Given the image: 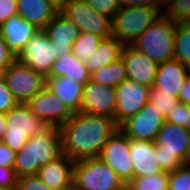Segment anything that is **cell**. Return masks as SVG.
<instances>
[{"label":"cell","instance_id":"obj_28","mask_svg":"<svg viewBox=\"0 0 190 190\" xmlns=\"http://www.w3.org/2000/svg\"><path fill=\"white\" fill-rule=\"evenodd\" d=\"M127 185L132 190H168L169 172H161L151 176L134 177Z\"/></svg>","mask_w":190,"mask_h":190},{"label":"cell","instance_id":"obj_14","mask_svg":"<svg viewBox=\"0 0 190 190\" xmlns=\"http://www.w3.org/2000/svg\"><path fill=\"white\" fill-rule=\"evenodd\" d=\"M27 104L32 113L43 120L49 127L60 128L73 115L61 99L47 87L31 98Z\"/></svg>","mask_w":190,"mask_h":190},{"label":"cell","instance_id":"obj_24","mask_svg":"<svg viewBox=\"0 0 190 190\" xmlns=\"http://www.w3.org/2000/svg\"><path fill=\"white\" fill-rule=\"evenodd\" d=\"M67 77L71 81L84 86L90 79L89 70L84 61L73 53L58 57L51 69L49 77Z\"/></svg>","mask_w":190,"mask_h":190},{"label":"cell","instance_id":"obj_30","mask_svg":"<svg viewBox=\"0 0 190 190\" xmlns=\"http://www.w3.org/2000/svg\"><path fill=\"white\" fill-rule=\"evenodd\" d=\"M149 102L155 104L164 117H166L168 113L172 112V109L179 102V99L152 86L149 91Z\"/></svg>","mask_w":190,"mask_h":190},{"label":"cell","instance_id":"obj_35","mask_svg":"<svg viewBox=\"0 0 190 190\" xmlns=\"http://www.w3.org/2000/svg\"><path fill=\"white\" fill-rule=\"evenodd\" d=\"M18 104L14 95L8 88L6 80L0 76V112L7 113L10 109L14 108Z\"/></svg>","mask_w":190,"mask_h":190},{"label":"cell","instance_id":"obj_29","mask_svg":"<svg viewBox=\"0 0 190 190\" xmlns=\"http://www.w3.org/2000/svg\"><path fill=\"white\" fill-rule=\"evenodd\" d=\"M103 40L101 36L87 32H80L77 40L74 42L72 52L81 61H86L89 56L93 54L98 48L100 42Z\"/></svg>","mask_w":190,"mask_h":190},{"label":"cell","instance_id":"obj_18","mask_svg":"<svg viewBox=\"0 0 190 190\" xmlns=\"http://www.w3.org/2000/svg\"><path fill=\"white\" fill-rule=\"evenodd\" d=\"M133 178L164 172L159 164L155 141L130 139Z\"/></svg>","mask_w":190,"mask_h":190},{"label":"cell","instance_id":"obj_39","mask_svg":"<svg viewBox=\"0 0 190 190\" xmlns=\"http://www.w3.org/2000/svg\"><path fill=\"white\" fill-rule=\"evenodd\" d=\"M18 177L13 168L0 166V188L17 186Z\"/></svg>","mask_w":190,"mask_h":190},{"label":"cell","instance_id":"obj_40","mask_svg":"<svg viewBox=\"0 0 190 190\" xmlns=\"http://www.w3.org/2000/svg\"><path fill=\"white\" fill-rule=\"evenodd\" d=\"M16 152L10 149L7 145L0 140V166L13 168Z\"/></svg>","mask_w":190,"mask_h":190},{"label":"cell","instance_id":"obj_46","mask_svg":"<svg viewBox=\"0 0 190 190\" xmlns=\"http://www.w3.org/2000/svg\"><path fill=\"white\" fill-rule=\"evenodd\" d=\"M185 165L190 166V137H189V144H188V150H187V157L185 160Z\"/></svg>","mask_w":190,"mask_h":190},{"label":"cell","instance_id":"obj_36","mask_svg":"<svg viewBox=\"0 0 190 190\" xmlns=\"http://www.w3.org/2000/svg\"><path fill=\"white\" fill-rule=\"evenodd\" d=\"M18 190H53L37 176H25L18 178Z\"/></svg>","mask_w":190,"mask_h":190},{"label":"cell","instance_id":"obj_21","mask_svg":"<svg viewBox=\"0 0 190 190\" xmlns=\"http://www.w3.org/2000/svg\"><path fill=\"white\" fill-rule=\"evenodd\" d=\"M48 38L59 52V57L72 52V47L80 34L78 27L58 13L44 28Z\"/></svg>","mask_w":190,"mask_h":190},{"label":"cell","instance_id":"obj_23","mask_svg":"<svg viewBox=\"0 0 190 190\" xmlns=\"http://www.w3.org/2000/svg\"><path fill=\"white\" fill-rule=\"evenodd\" d=\"M18 14L37 29H44L59 13L49 0H17Z\"/></svg>","mask_w":190,"mask_h":190},{"label":"cell","instance_id":"obj_15","mask_svg":"<svg viewBox=\"0 0 190 190\" xmlns=\"http://www.w3.org/2000/svg\"><path fill=\"white\" fill-rule=\"evenodd\" d=\"M116 108L117 98L114 87L100 84L91 79L83 86L82 112L114 118Z\"/></svg>","mask_w":190,"mask_h":190},{"label":"cell","instance_id":"obj_48","mask_svg":"<svg viewBox=\"0 0 190 190\" xmlns=\"http://www.w3.org/2000/svg\"><path fill=\"white\" fill-rule=\"evenodd\" d=\"M117 190H132L127 184H124L121 188Z\"/></svg>","mask_w":190,"mask_h":190},{"label":"cell","instance_id":"obj_32","mask_svg":"<svg viewBox=\"0 0 190 190\" xmlns=\"http://www.w3.org/2000/svg\"><path fill=\"white\" fill-rule=\"evenodd\" d=\"M168 190H190V166L183 165L169 173Z\"/></svg>","mask_w":190,"mask_h":190},{"label":"cell","instance_id":"obj_4","mask_svg":"<svg viewBox=\"0 0 190 190\" xmlns=\"http://www.w3.org/2000/svg\"><path fill=\"white\" fill-rule=\"evenodd\" d=\"M163 13L161 7H121L111 19V34L123 45H131Z\"/></svg>","mask_w":190,"mask_h":190},{"label":"cell","instance_id":"obj_45","mask_svg":"<svg viewBox=\"0 0 190 190\" xmlns=\"http://www.w3.org/2000/svg\"><path fill=\"white\" fill-rule=\"evenodd\" d=\"M174 0H160L161 9L164 11L166 7H168Z\"/></svg>","mask_w":190,"mask_h":190},{"label":"cell","instance_id":"obj_13","mask_svg":"<svg viewBox=\"0 0 190 190\" xmlns=\"http://www.w3.org/2000/svg\"><path fill=\"white\" fill-rule=\"evenodd\" d=\"M149 91L150 87L129 78L115 87L117 108L114 121L118 126L138 113L148 103Z\"/></svg>","mask_w":190,"mask_h":190},{"label":"cell","instance_id":"obj_11","mask_svg":"<svg viewBox=\"0 0 190 190\" xmlns=\"http://www.w3.org/2000/svg\"><path fill=\"white\" fill-rule=\"evenodd\" d=\"M165 122L166 119L159 108L148 101L138 113L123 122L119 129L129 139L155 141Z\"/></svg>","mask_w":190,"mask_h":190},{"label":"cell","instance_id":"obj_10","mask_svg":"<svg viewBox=\"0 0 190 190\" xmlns=\"http://www.w3.org/2000/svg\"><path fill=\"white\" fill-rule=\"evenodd\" d=\"M58 57L59 52H57V48L48 38L44 29H39L17 56V59L35 72L48 78L52 66Z\"/></svg>","mask_w":190,"mask_h":190},{"label":"cell","instance_id":"obj_22","mask_svg":"<svg viewBox=\"0 0 190 190\" xmlns=\"http://www.w3.org/2000/svg\"><path fill=\"white\" fill-rule=\"evenodd\" d=\"M46 87L72 112L81 111L83 97V86L67 77H48L46 78Z\"/></svg>","mask_w":190,"mask_h":190},{"label":"cell","instance_id":"obj_37","mask_svg":"<svg viewBox=\"0 0 190 190\" xmlns=\"http://www.w3.org/2000/svg\"><path fill=\"white\" fill-rule=\"evenodd\" d=\"M17 59V56L9 49L0 33V74Z\"/></svg>","mask_w":190,"mask_h":190},{"label":"cell","instance_id":"obj_5","mask_svg":"<svg viewBox=\"0 0 190 190\" xmlns=\"http://www.w3.org/2000/svg\"><path fill=\"white\" fill-rule=\"evenodd\" d=\"M190 130L165 122L158 131L155 143L159 164L165 172H173L185 165Z\"/></svg>","mask_w":190,"mask_h":190},{"label":"cell","instance_id":"obj_33","mask_svg":"<svg viewBox=\"0 0 190 190\" xmlns=\"http://www.w3.org/2000/svg\"><path fill=\"white\" fill-rule=\"evenodd\" d=\"M165 119L190 130V106L179 101Z\"/></svg>","mask_w":190,"mask_h":190},{"label":"cell","instance_id":"obj_47","mask_svg":"<svg viewBox=\"0 0 190 190\" xmlns=\"http://www.w3.org/2000/svg\"><path fill=\"white\" fill-rule=\"evenodd\" d=\"M0 190H18V188H17V186H12V187L0 188Z\"/></svg>","mask_w":190,"mask_h":190},{"label":"cell","instance_id":"obj_6","mask_svg":"<svg viewBox=\"0 0 190 190\" xmlns=\"http://www.w3.org/2000/svg\"><path fill=\"white\" fill-rule=\"evenodd\" d=\"M6 132L2 141L10 149L18 152L31 136L42 134L49 126L37 118L27 103H18L5 113Z\"/></svg>","mask_w":190,"mask_h":190},{"label":"cell","instance_id":"obj_27","mask_svg":"<svg viewBox=\"0 0 190 190\" xmlns=\"http://www.w3.org/2000/svg\"><path fill=\"white\" fill-rule=\"evenodd\" d=\"M173 58L190 68V22H177Z\"/></svg>","mask_w":190,"mask_h":190},{"label":"cell","instance_id":"obj_7","mask_svg":"<svg viewBox=\"0 0 190 190\" xmlns=\"http://www.w3.org/2000/svg\"><path fill=\"white\" fill-rule=\"evenodd\" d=\"M125 183L100 158L75 161L73 190H117Z\"/></svg>","mask_w":190,"mask_h":190},{"label":"cell","instance_id":"obj_31","mask_svg":"<svg viewBox=\"0 0 190 190\" xmlns=\"http://www.w3.org/2000/svg\"><path fill=\"white\" fill-rule=\"evenodd\" d=\"M164 14L175 22H190V0H174Z\"/></svg>","mask_w":190,"mask_h":190},{"label":"cell","instance_id":"obj_25","mask_svg":"<svg viewBox=\"0 0 190 190\" xmlns=\"http://www.w3.org/2000/svg\"><path fill=\"white\" fill-rule=\"evenodd\" d=\"M123 46L114 36L104 38L98 48L85 61L89 73L91 74L120 58Z\"/></svg>","mask_w":190,"mask_h":190},{"label":"cell","instance_id":"obj_2","mask_svg":"<svg viewBox=\"0 0 190 190\" xmlns=\"http://www.w3.org/2000/svg\"><path fill=\"white\" fill-rule=\"evenodd\" d=\"M63 154L60 129L49 127L42 134L31 136L28 142L16 152L13 169L18 178L34 176L39 168L54 161Z\"/></svg>","mask_w":190,"mask_h":190},{"label":"cell","instance_id":"obj_8","mask_svg":"<svg viewBox=\"0 0 190 190\" xmlns=\"http://www.w3.org/2000/svg\"><path fill=\"white\" fill-rule=\"evenodd\" d=\"M59 13L73 22L80 32L96 34L103 39L112 36L111 19L97 12L85 0H69Z\"/></svg>","mask_w":190,"mask_h":190},{"label":"cell","instance_id":"obj_9","mask_svg":"<svg viewBox=\"0 0 190 190\" xmlns=\"http://www.w3.org/2000/svg\"><path fill=\"white\" fill-rule=\"evenodd\" d=\"M18 103H27L46 87V78L16 59L2 74Z\"/></svg>","mask_w":190,"mask_h":190},{"label":"cell","instance_id":"obj_34","mask_svg":"<svg viewBox=\"0 0 190 190\" xmlns=\"http://www.w3.org/2000/svg\"><path fill=\"white\" fill-rule=\"evenodd\" d=\"M97 12L112 19L121 8L118 0H85Z\"/></svg>","mask_w":190,"mask_h":190},{"label":"cell","instance_id":"obj_44","mask_svg":"<svg viewBox=\"0 0 190 190\" xmlns=\"http://www.w3.org/2000/svg\"><path fill=\"white\" fill-rule=\"evenodd\" d=\"M59 11L67 4L69 0H49Z\"/></svg>","mask_w":190,"mask_h":190},{"label":"cell","instance_id":"obj_3","mask_svg":"<svg viewBox=\"0 0 190 190\" xmlns=\"http://www.w3.org/2000/svg\"><path fill=\"white\" fill-rule=\"evenodd\" d=\"M177 22L164 13L131 46L158 64L174 57Z\"/></svg>","mask_w":190,"mask_h":190},{"label":"cell","instance_id":"obj_1","mask_svg":"<svg viewBox=\"0 0 190 190\" xmlns=\"http://www.w3.org/2000/svg\"><path fill=\"white\" fill-rule=\"evenodd\" d=\"M59 129L63 154L78 161L99 158L102 148L119 126L112 117L80 111L73 113Z\"/></svg>","mask_w":190,"mask_h":190},{"label":"cell","instance_id":"obj_19","mask_svg":"<svg viewBox=\"0 0 190 190\" xmlns=\"http://www.w3.org/2000/svg\"><path fill=\"white\" fill-rule=\"evenodd\" d=\"M189 76L190 68L172 58L158 65L154 86L178 98L179 91Z\"/></svg>","mask_w":190,"mask_h":190},{"label":"cell","instance_id":"obj_41","mask_svg":"<svg viewBox=\"0 0 190 190\" xmlns=\"http://www.w3.org/2000/svg\"><path fill=\"white\" fill-rule=\"evenodd\" d=\"M120 7H161L160 0H118Z\"/></svg>","mask_w":190,"mask_h":190},{"label":"cell","instance_id":"obj_12","mask_svg":"<svg viewBox=\"0 0 190 190\" xmlns=\"http://www.w3.org/2000/svg\"><path fill=\"white\" fill-rule=\"evenodd\" d=\"M99 158L110 166L125 184L133 179L130 139L120 129L106 142Z\"/></svg>","mask_w":190,"mask_h":190},{"label":"cell","instance_id":"obj_20","mask_svg":"<svg viewBox=\"0 0 190 190\" xmlns=\"http://www.w3.org/2000/svg\"><path fill=\"white\" fill-rule=\"evenodd\" d=\"M33 24L26 21L18 13L0 26V33L9 49L18 56L27 43L38 31Z\"/></svg>","mask_w":190,"mask_h":190},{"label":"cell","instance_id":"obj_16","mask_svg":"<svg viewBox=\"0 0 190 190\" xmlns=\"http://www.w3.org/2000/svg\"><path fill=\"white\" fill-rule=\"evenodd\" d=\"M128 78L147 87L154 86L158 63L131 45H124L121 53Z\"/></svg>","mask_w":190,"mask_h":190},{"label":"cell","instance_id":"obj_42","mask_svg":"<svg viewBox=\"0 0 190 190\" xmlns=\"http://www.w3.org/2000/svg\"><path fill=\"white\" fill-rule=\"evenodd\" d=\"M180 102L190 106V76L184 81L178 94Z\"/></svg>","mask_w":190,"mask_h":190},{"label":"cell","instance_id":"obj_38","mask_svg":"<svg viewBox=\"0 0 190 190\" xmlns=\"http://www.w3.org/2000/svg\"><path fill=\"white\" fill-rule=\"evenodd\" d=\"M17 13V0H0V26Z\"/></svg>","mask_w":190,"mask_h":190},{"label":"cell","instance_id":"obj_26","mask_svg":"<svg viewBox=\"0 0 190 190\" xmlns=\"http://www.w3.org/2000/svg\"><path fill=\"white\" fill-rule=\"evenodd\" d=\"M128 78L122 57L90 74V79L100 84L116 87Z\"/></svg>","mask_w":190,"mask_h":190},{"label":"cell","instance_id":"obj_43","mask_svg":"<svg viewBox=\"0 0 190 190\" xmlns=\"http://www.w3.org/2000/svg\"><path fill=\"white\" fill-rule=\"evenodd\" d=\"M6 132V117L5 113L0 112V140L3 139Z\"/></svg>","mask_w":190,"mask_h":190},{"label":"cell","instance_id":"obj_17","mask_svg":"<svg viewBox=\"0 0 190 190\" xmlns=\"http://www.w3.org/2000/svg\"><path fill=\"white\" fill-rule=\"evenodd\" d=\"M74 164L75 161L62 154L41 166L37 176L53 190H73Z\"/></svg>","mask_w":190,"mask_h":190}]
</instances>
